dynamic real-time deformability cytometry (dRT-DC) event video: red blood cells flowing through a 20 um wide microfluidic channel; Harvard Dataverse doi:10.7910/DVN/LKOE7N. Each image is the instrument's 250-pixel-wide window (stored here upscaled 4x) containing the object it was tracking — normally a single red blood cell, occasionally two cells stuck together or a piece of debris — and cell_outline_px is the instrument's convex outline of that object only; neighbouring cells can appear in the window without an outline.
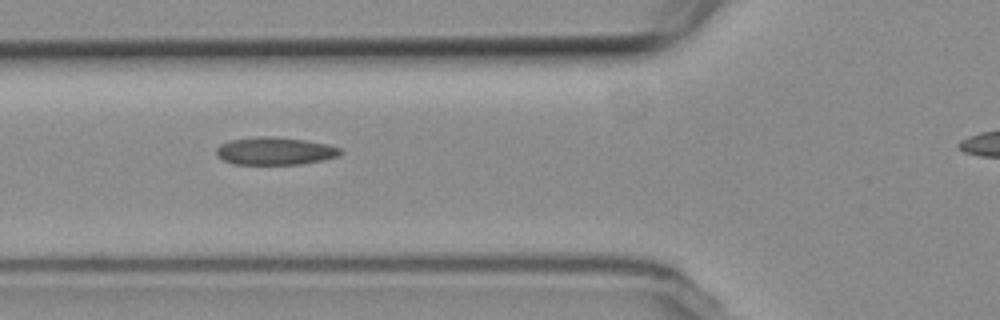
{"species": "common noctule bat (a hibernating species)", "species_latin": "Nyctalus noctula", "temperature_condition": "room temperature", "stored_images_in_passage": 6, "segment_of_instrument_passage": [1, 2], "camera_frame_rate_fps": 3000, "um_per_image_px": 0.085, "animal": {"sex": "female", "body_mass_g": 19.3, "forearm_length_mm": 54.1}, "frame": {"image": 1, "passage_image": 3, "time_ms": 2.0, "image_size_px": [1000, 320], "cell_outline_px": [[344, 152], [340, 156], [300, 164], [232, 164], [224, 160], [216, 152], [216, 148], [220, 144], [228, 140], [256, 136], [268, 136], [304, 140], [328, 144], [340, 148]], "centroid_in_image_um": [23.37, 12.83], "position_along_channel_um": 102.4, "area_um2": 20.0}}
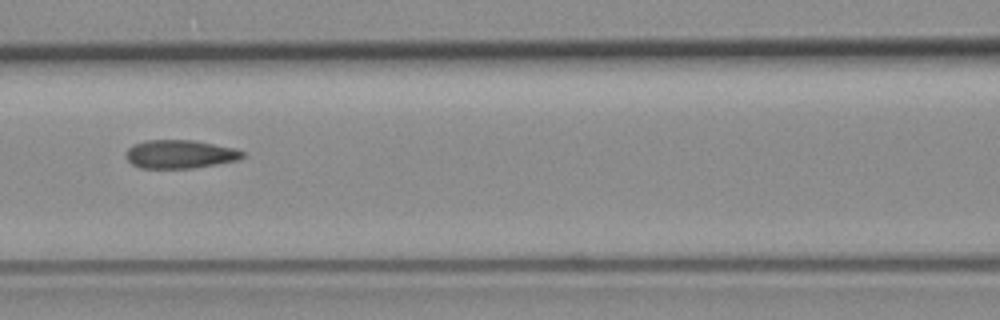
{"frame": {"image": 2, "passage_image": 4, "time_ms": 3.333, "image_size_px": [1000, 320], "cell_outline_px": [[244, 156], [240, 160], [192, 168], [140, 168], [132, 164], [124, 156], [128, 148], [132, 144], [144, 140], [192, 140], [232, 148], [244, 152]], "centroid_in_image_um": [15.25, 13.1], "position_along_channel_um": 151.4, "area_um2": 19.31}}
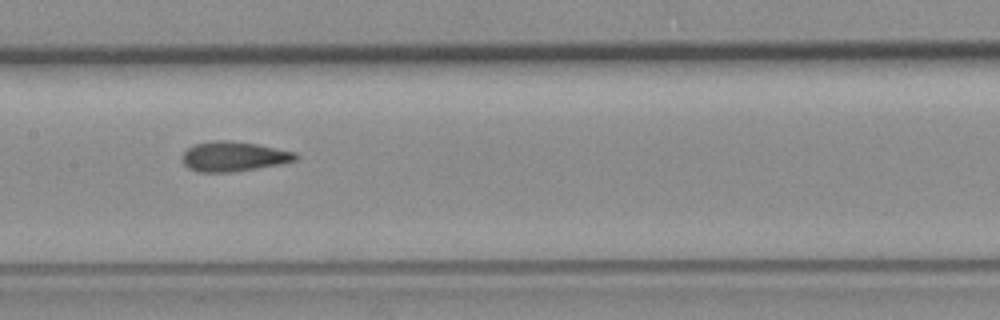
{"frame": {"image": 3, "passage_image": 5, "time_ms": 4.333, "image_size_px": [1000, 320], "cell_outline_px": [[300, 156], [296, 160], [280, 164], [232, 172], [196, 172], [188, 168], [184, 164], [184, 152], [188, 148], [196, 144], [212, 140], [228, 140], [256, 144], [296, 152]], "centroid_in_image_um": [19.88, 13.3], "position_along_channel_um": 187.5, "area_um2": 19.59}}